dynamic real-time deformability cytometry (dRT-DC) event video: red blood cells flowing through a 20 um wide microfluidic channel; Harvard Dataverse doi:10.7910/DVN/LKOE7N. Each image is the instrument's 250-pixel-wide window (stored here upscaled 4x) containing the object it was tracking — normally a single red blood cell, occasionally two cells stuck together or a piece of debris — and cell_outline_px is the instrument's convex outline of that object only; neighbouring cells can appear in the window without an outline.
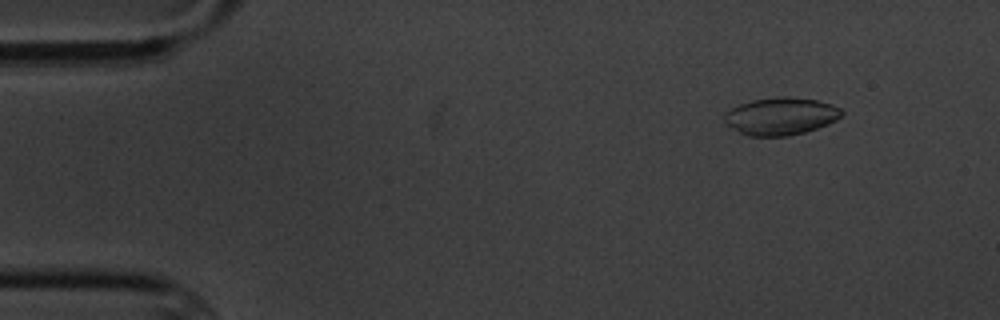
{"species": "common noctule bat (a hibernating species)", "species_latin": "Nyctalus noctula", "temperature_condition": "cold", "stored_images_in_passage": 5, "camera_frame_rate_fps": 3000, "um_per_image_px": 0.085, "animal": {"sex": "male", "body_mass_g": 20.1, "forearm_length_mm": 53.5}, "frame": {"image": 1, "passage_image": 1, "time_ms": 0.0, "image_size_px": [1000, 320], "cell_outline_px": [[844, 112], [836, 120], [828, 124], [804, 132], [788, 136], [748, 136], [724, 124], [724, 112], [740, 104], [752, 100], [776, 96], [788, 96], [816, 100], [832, 104], [840, 108]], "centroid_in_image_um": [66.34, 9.87], "position_along_channel_um": 18.7, "area_um2": 25.72}}
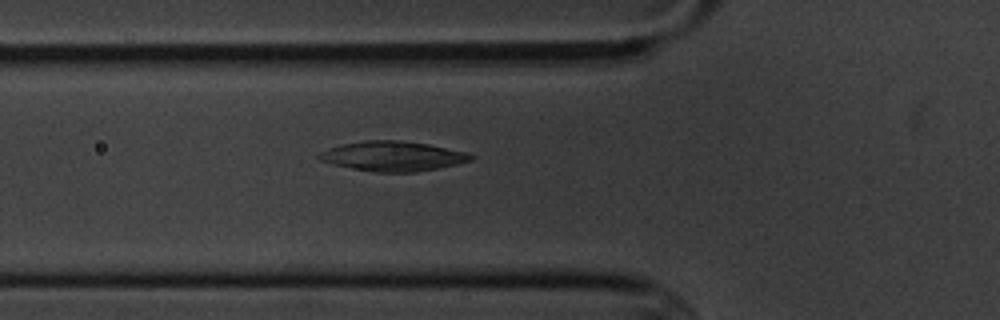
{"frame": {"image": 2, "passage_image": 5, "time_ms": 4.667, "image_size_px": [1000, 320], "cell_outline_px": [[476, 156], [472, 160], [456, 164], [416, 172], [376, 172], [352, 168], [332, 164], [320, 160], [316, 156], [320, 152], [328, 148], [340, 144], [364, 140], [400, 140], [428, 144], [468, 152]], "centroid_in_image_um": [33.38, 13.26], "position_along_channel_um": 92.4, "area_um2": 26.41}}